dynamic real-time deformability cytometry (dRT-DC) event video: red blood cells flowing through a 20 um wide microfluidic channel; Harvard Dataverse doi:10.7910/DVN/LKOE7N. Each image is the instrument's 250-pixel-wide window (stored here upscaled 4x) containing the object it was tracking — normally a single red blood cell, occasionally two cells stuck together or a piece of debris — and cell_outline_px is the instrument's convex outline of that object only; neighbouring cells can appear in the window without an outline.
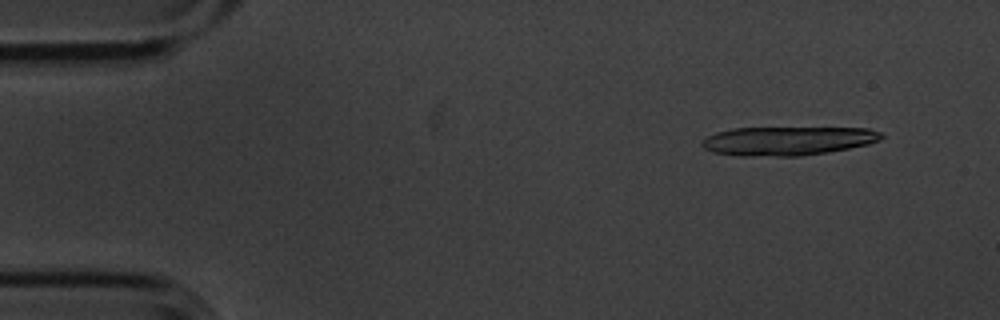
{"species": "common noctule bat (a hibernating species)", "species_latin": "Nyctalus noctula", "temperature_condition": "cold", "stored_images_in_passage": 5, "camera_frame_rate_fps": 3000, "um_per_image_px": 0.085, "animal": {"sex": "male", "body_mass_g": 20.1, "forearm_length_mm": 53.5}, "frame": {"image": 1, "passage_image": 2, "time_ms": 0.333, "image_size_px": [1000, 320], "cell_outline_px": [[884, 136], [880, 140], [868, 144], [828, 152], [800, 156], [740, 156], [712, 152], [704, 148], [700, 144], [708, 136], [716, 132], [732, 128], [868, 128], [880, 132]], "centroid_in_image_um": [66.94, 11.97], "position_along_channel_um": 18.1, "area_um2": 30.11}}